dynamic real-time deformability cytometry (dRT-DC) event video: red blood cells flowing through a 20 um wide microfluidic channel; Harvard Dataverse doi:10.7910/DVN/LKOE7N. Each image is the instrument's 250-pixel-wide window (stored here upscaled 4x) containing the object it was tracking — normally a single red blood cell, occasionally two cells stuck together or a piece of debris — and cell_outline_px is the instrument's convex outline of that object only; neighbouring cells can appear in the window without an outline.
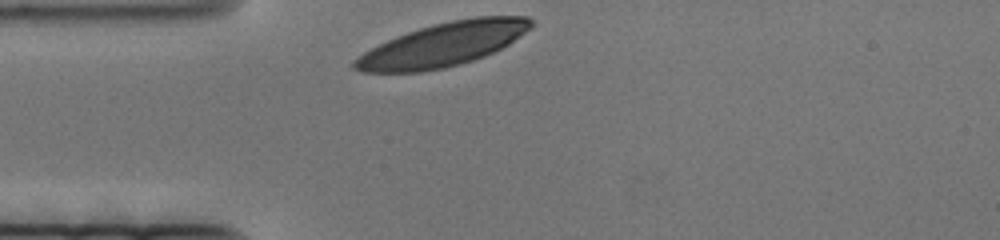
{"species": "human", "species_latin": "Homo sapiens", "temperature_condition": "cold", "stored_images_in_passage": 45, "camera_frame_rate_fps": 3000, "um_per_image_px": 0.085, "donor": {"sex": "female"}, "frame": {"image": 1, "passage_image": 1, "time_ms": 0.0, "image_size_px": [1000, 240], "cell_outline_px": [[532, 28], [508, 44], [484, 56], [460, 64], [444, 68], [420, 72], [360, 72], [352, 68], [352, 60], [364, 52], [396, 36], [432, 24], [452, 20], [476, 16], [528, 16], [532, 20]], "centroid_in_image_um": [37.65, 3.79], "position_along_channel_um": 47.4, "area_um2": 44.68}}
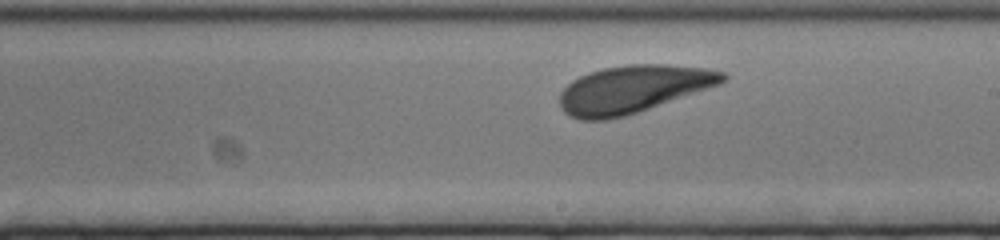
{"frame": {"image": 2, "passage_image": 26, "time_ms": 8.333, "image_size_px": [1000, 240], "cell_outline_px": [[728, 80], [720, 84], [624, 116], [608, 120], [580, 120], [568, 116], [560, 108], [560, 92], [572, 80], [588, 72], [604, 68], [632, 64], [660, 64], [704, 68], [724, 72], [728, 76]], "centroid_in_image_um": [53.77, 7.58], "position_along_channel_um": 235.2, "area_um2": 44.85}}
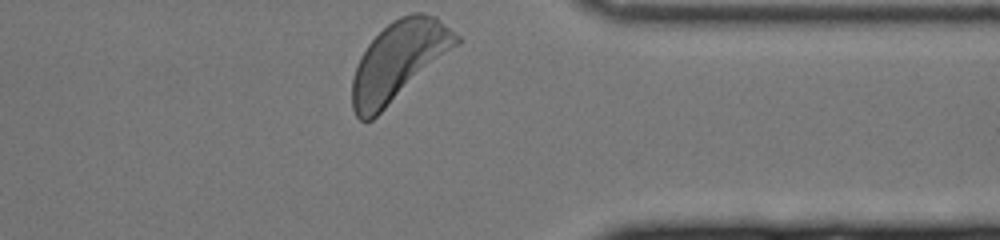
{"frame": {"image": 3, "passage_image": 45, "time_ms": 14.667, "image_size_px": [1000, 240], "cell_outline_px": [[464, 40], [372, 120], [360, 120], [356, 116], [352, 108], [352, 80], [360, 56], [368, 44], [392, 20], [400, 16], [412, 12], [424, 12], [436, 16], [460, 36]], "centroid_in_image_um": [33.91, 5.15], "position_along_channel_um": 377.5, "area_um2": 47.74}}